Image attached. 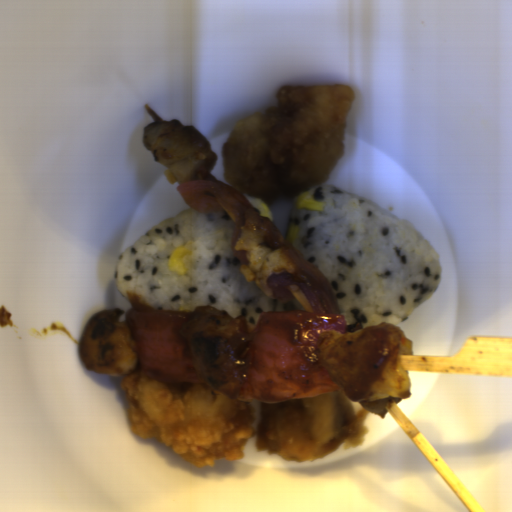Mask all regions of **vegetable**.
Segmentation results:
<instances>
[{"label":"vegetable","mask_w":512,"mask_h":512,"mask_svg":"<svg viewBox=\"0 0 512 512\" xmlns=\"http://www.w3.org/2000/svg\"><path fill=\"white\" fill-rule=\"evenodd\" d=\"M267 283L273 299L282 303L292 297L288 286L296 285L310 309L260 313L248 351V377L236 400L275 403L340 391L317 356L322 331L346 334L347 321L334 296L282 272L268 275Z\"/></svg>","instance_id":"obj_1"},{"label":"vegetable","mask_w":512,"mask_h":512,"mask_svg":"<svg viewBox=\"0 0 512 512\" xmlns=\"http://www.w3.org/2000/svg\"><path fill=\"white\" fill-rule=\"evenodd\" d=\"M190 313L129 309L126 325L147 377L166 384L204 383L180 328Z\"/></svg>","instance_id":"obj_2"},{"label":"vegetable","mask_w":512,"mask_h":512,"mask_svg":"<svg viewBox=\"0 0 512 512\" xmlns=\"http://www.w3.org/2000/svg\"><path fill=\"white\" fill-rule=\"evenodd\" d=\"M177 191L189 209L200 212H218L226 209L238 214L254 209L246 195L227 182L188 180L177 186Z\"/></svg>","instance_id":"obj_3"}]
</instances>
